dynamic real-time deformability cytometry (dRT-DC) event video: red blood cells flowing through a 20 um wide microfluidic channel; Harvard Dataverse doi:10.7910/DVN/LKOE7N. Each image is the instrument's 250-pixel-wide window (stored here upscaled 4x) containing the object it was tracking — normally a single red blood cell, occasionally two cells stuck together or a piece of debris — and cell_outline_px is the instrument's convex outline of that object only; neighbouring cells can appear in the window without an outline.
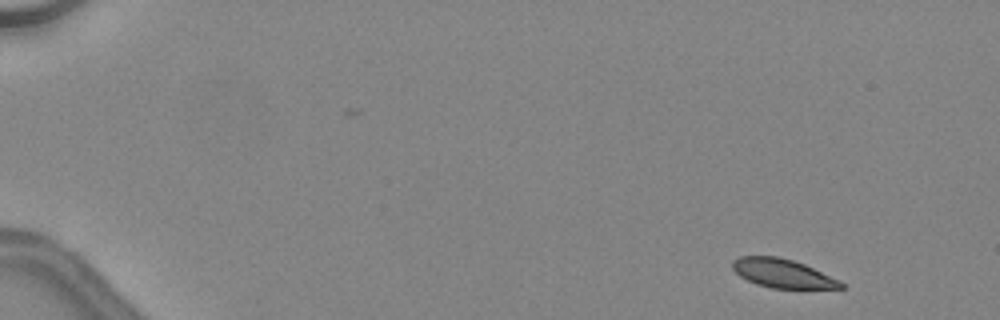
{"species": "common noctule bat (a hibernating species)", "species_latin": "Nyctalus noctula", "temperature_condition": "warm", "stored_images_in_passage": 44, "camera_frame_rate_fps": 3000, "um_per_image_px": 0.085, "animal": {"sex": "female", "body_mass_g": 24.6, "forearm_length_mm": 56.2}, "frame": {"image": 1, "passage_image": 1, "time_ms": 0.0, "image_size_px": [1000, 320], "cell_outline_px": [[844, 288], [772, 288], [756, 284], [740, 276], [732, 268], [732, 260], [740, 256], [776, 256], [792, 260], [804, 264], [840, 280], [844, 284]], "centroid_in_image_um": [66.5, 23.23], "position_along_channel_um": 18.5, "area_um2": 18.03}}
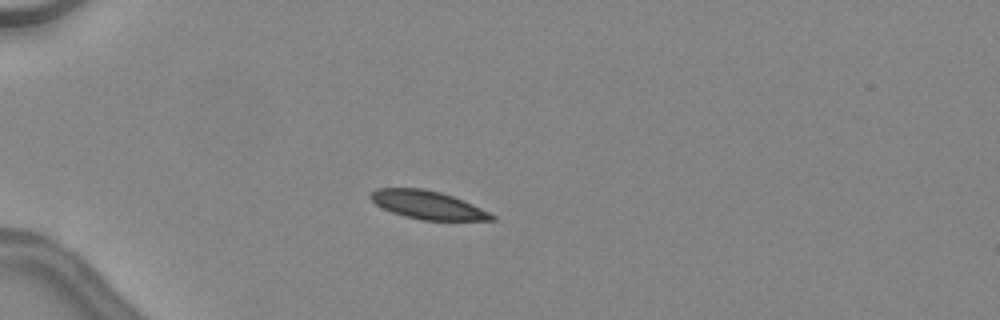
{"frame": {"image": 2, "passage_image": 11, "time_ms": 3.333, "image_size_px": [1000, 320], "cell_outline_px": [[496, 220], [420, 220], [404, 216], [392, 212], [376, 204], [368, 196], [368, 192], [376, 188], [424, 188], [440, 192], [452, 196], [472, 204], [496, 216]], "centroid_in_image_um": [36.31, 17.41], "position_along_channel_um": 48.7, "area_um2": 19.88}}
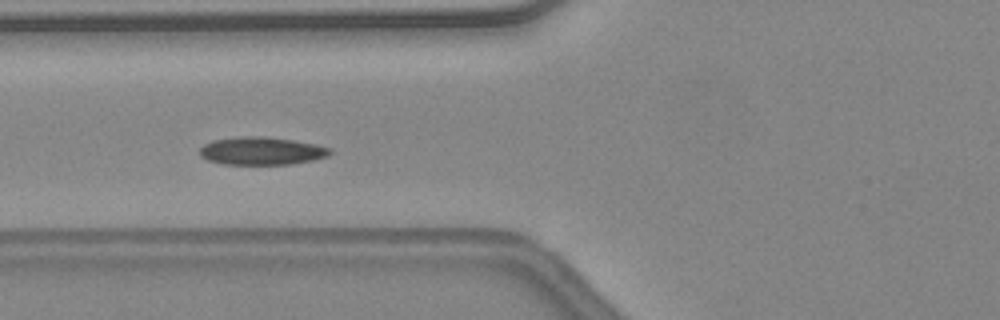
{"frame": {"image": 3, "passage_image": 17, "time_ms": 5.333, "image_size_px": [1000, 320], "cell_outline_px": [[332, 152], [328, 156], [312, 160], [292, 164], [224, 164], [208, 160], [200, 156], [200, 148], [204, 144], [212, 140], [240, 136], [264, 136], [292, 140], [316, 144], [332, 148]], "centroid_in_image_um": [22.24, 12.82], "position_along_channel_um": 103.6, "area_um2": 21.21}, "authors_computed_cell_mechanics": {"area_um2": 20.23, "velocity_mm_per_s": 4.4868, "shape_relaxation_time_tau1_ms": 3.2994, "shape_relaxation_time_tau2_ms": 4.1425, "deformation_change_tau1": 0.0716, "deformation_change_tau2": 0.0783}}